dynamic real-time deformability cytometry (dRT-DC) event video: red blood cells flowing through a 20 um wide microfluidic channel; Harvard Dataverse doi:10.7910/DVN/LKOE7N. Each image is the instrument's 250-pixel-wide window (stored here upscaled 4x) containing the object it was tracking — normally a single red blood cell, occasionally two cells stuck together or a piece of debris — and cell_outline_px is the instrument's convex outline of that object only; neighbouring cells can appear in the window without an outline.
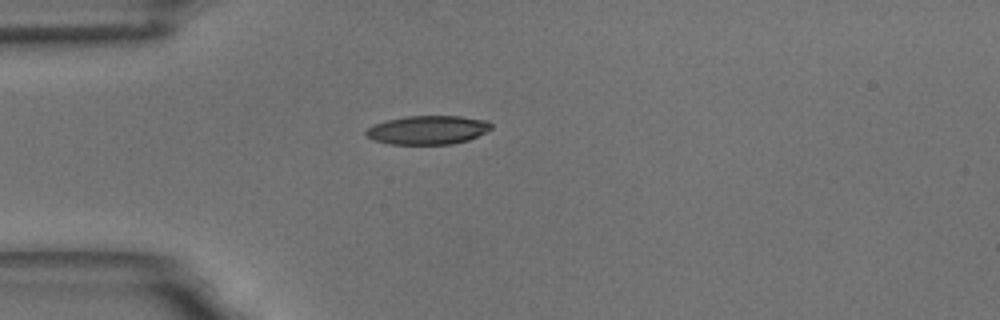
{"species": "common noctule bat (a hibernating species)", "species_latin": "Nyctalus noctula", "temperature_condition": "room temperature", "stored_images_in_passage": 2, "camera_frame_rate_fps": 3000, "um_per_image_px": 0.085, "animal": {"sex": "male", "body_mass_g": 18.8}, "frame": {"image": 1, "passage_image": 1, "time_ms": 0.0, "image_size_px": [1000, 320], "cell_outline_px": [[492, 128], [468, 140], [452, 144], [392, 144], [372, 140], [364, 132], [368, 128], [376, 124], [388, 120], [404, 116], [460, 116], [488, 120], [492, 124]], "centroid_in_image_um": [36.37, 11.04], "position_along_channel_um": 48.6, "area_um2": 20.87}}